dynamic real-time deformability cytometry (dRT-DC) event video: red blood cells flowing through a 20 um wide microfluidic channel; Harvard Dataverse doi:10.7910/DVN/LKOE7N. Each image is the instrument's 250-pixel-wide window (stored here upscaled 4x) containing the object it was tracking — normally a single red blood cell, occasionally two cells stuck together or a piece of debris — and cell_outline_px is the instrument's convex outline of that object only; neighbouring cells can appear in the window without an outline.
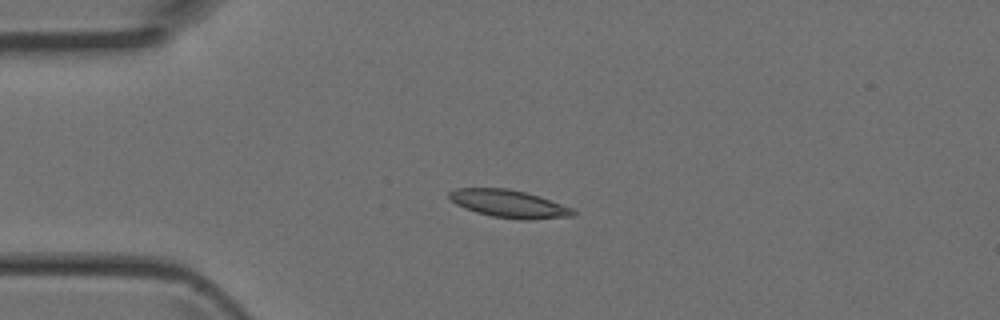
{"species": "Egyptian fruit bat (a non-hibernating species)", "species_latin": "Rousettus aegyptiacus", "temperature_condition": "room temperature", "stored_images_in_passage": 5, "camera_frame_rate_fps": 3000, "um_per_image_px": 0.085, "animal": {"sex": "female"}, "frame": {"image": 1, "passage_image": 4, "time_ms": 1.0, "image_size_px": [1000, 320], "cell_outline_px": [[576, 212], [572, 216], [528, 220], [520, 220], [492, 216], [476, 212], [464, 208], [456, 204], [448, 196], [448, 192], [456, 188], [508, 188], [540, 196], [572, 208]], "centroid_in_image_um": [43.24, 17.32], "position_along_channel_um": 41.8, "area_um2": 19.94}}
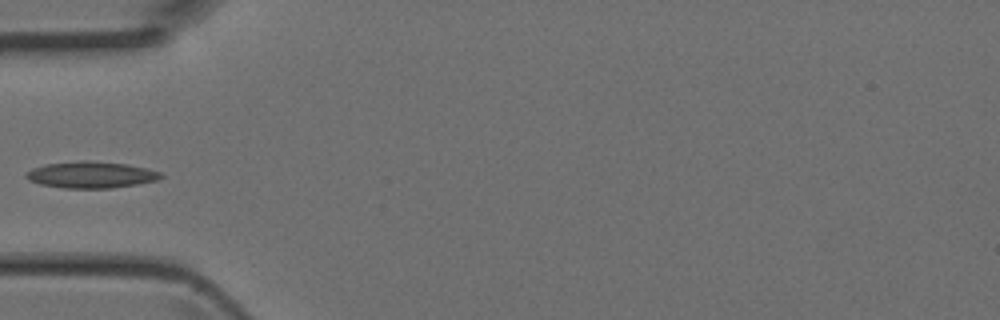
{"frame": {"image": 2, "passage_image": 5, "time_ms": 1.333, "image_size_px": [1000, 320], "cell_outline_px": [[164, 176], [156, 180], [136, 184], [112, 188], [64, 188], [40, 184], [28, 180], [24, 176], [32, 168], [48, 164], [84, 160], [88, 160], [128, 164], [148, 168], [160, 172]], "centroid_in_image_um": [7.75, 14.85], "position_along_channel_um": 77.2, "area_um2": 20.75}}